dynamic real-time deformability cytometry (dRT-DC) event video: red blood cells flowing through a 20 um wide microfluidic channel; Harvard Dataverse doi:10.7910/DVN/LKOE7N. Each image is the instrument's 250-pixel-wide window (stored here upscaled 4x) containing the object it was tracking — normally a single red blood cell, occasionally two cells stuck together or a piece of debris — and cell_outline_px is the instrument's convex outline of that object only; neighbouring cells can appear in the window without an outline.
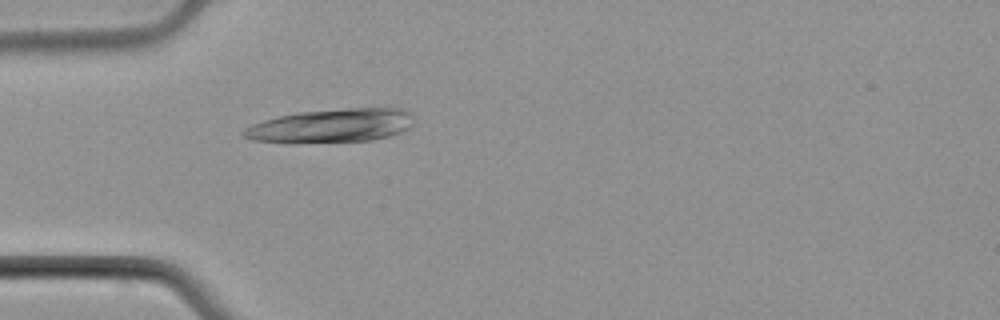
{"species": "common noctule bat (a hibernating species)", "species_latin": "Nyctalus noctula", "temperature_condition": "cold", "stored_images_in_passage": 1, "camera_frame_rate_fps": 3000, "um_per_image_px": 0.085, "animal": {"sex": "male", "body_mass_g": 21.5, "forearm_length_mm": 52.0}, "frame": {"image": 1, "passage_image": 1, "time_ms": 0.0, "image_size_px": [1000, 320], "cell_outline_px": [[412, 124], [408, 128], [400, 132], [388, 136], [372, 140], [296, 144], [292, 144], [252, 140], [244, 136], [240, 132], [244, 128], [252, 124], [264, 120], [296, 112], [348, 108], [404, 108], [412, 112]], "centroid_in_image_um": [28.13, 10.7], "position_along_channel_um": 56.9, "area_um2": 33.93}}